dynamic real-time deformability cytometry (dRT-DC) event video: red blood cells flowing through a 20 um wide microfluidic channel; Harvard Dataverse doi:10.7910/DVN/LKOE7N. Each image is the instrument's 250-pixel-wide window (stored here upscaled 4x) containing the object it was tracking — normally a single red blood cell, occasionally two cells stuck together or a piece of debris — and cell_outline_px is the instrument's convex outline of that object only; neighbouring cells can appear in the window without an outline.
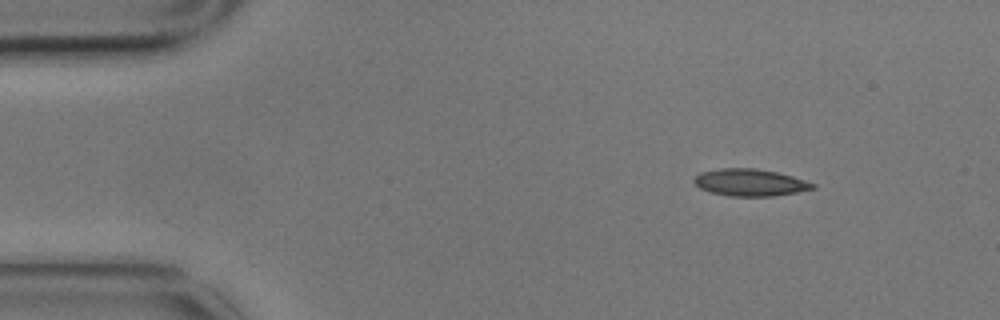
{"species": "common noctule bat (a hibernating species)", "species_latin": "Nyctalus noctula", "temperature_condition": "cold", "stored_images_in_passage": 7, "camera_frame_rate_fps": 3000, "um_per_image_px": 0.085, "animal": {"sex": "male", "body_mass_g": 17.9}, "frame": {"image": 1, "passage_image": 1, "time_ms": 0.0, "image_size_px": [1000, 320], "cell_outline_px": [[816, 188], [796, 192], [772, 196], [732, 196], [712, 192], [700, 188], [692, 180], [700, 172], [720, 168], [756, 168], [776, 172], [792, 176], [816, 184]], "centroid_in_image_um": [63.75, 15.5], "position_along_channel_um": 21.2, "area_um2": 18.55}}
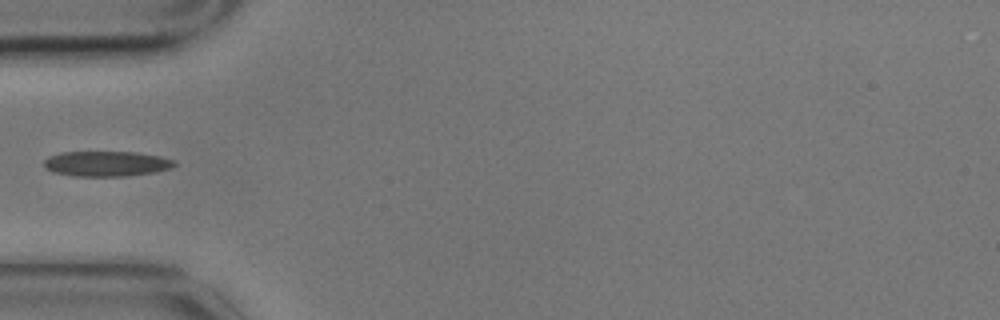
{"frame": {"image": 2, "passage_image": 4, "time_ms": 1.0, "image_size_px": [1000, 320], "cell_outline_px": [[176, 164], [172, 168], [156, 172], [124, 176], [72, 176], [52, 172], [44, 168], [44, 160], [48, 156], [60, 152], [136, 152], [160, 156], [172, 160]], "centroid_in_image_um": [9.01, 13.92], "position_along_channel_um": 76.0, "area_um2": 19.31}}